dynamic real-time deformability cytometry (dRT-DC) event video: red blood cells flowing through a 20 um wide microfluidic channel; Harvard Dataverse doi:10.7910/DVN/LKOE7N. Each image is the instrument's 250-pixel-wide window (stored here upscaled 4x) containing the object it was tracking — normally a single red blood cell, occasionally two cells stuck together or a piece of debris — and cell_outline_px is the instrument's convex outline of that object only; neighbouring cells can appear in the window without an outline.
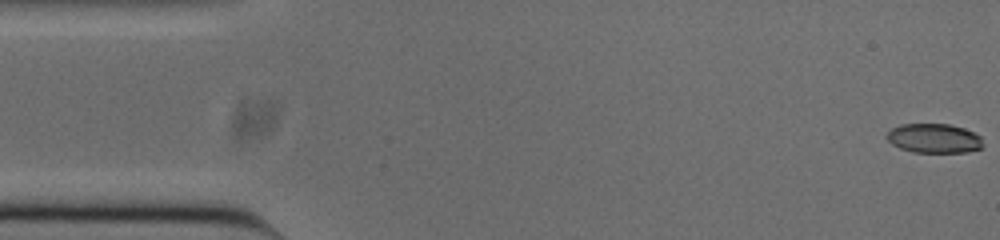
{"species": "common noctule bat (a hibernating species)", "species_latin": "Nyctalus noctula", "temperature_condition": "cold", "stored_images_in_passage": 53, "camera_frame_rate_fps": 3000, "um_per_image_px": 0.085, "animal": {"sex": "male", "body_mass_g": 20.0, "forearm_length_mm": 53.3}, "frame": {"image": 1, "passage_image": 1, "time_ms": 0.0, "image_size_px": [1000, 240], "cell_outline_px": [[984, 148], [968, 152], [912, 152], [900, 148], [892, 144], [884, 136], [892, 128], [900, 124], [948, 124], [964, 128], [980, 136]], "centroid_in_image_um": [79.39, 11.76], "position_along_channel_um": 5.6, "area_um2": 16.53}}
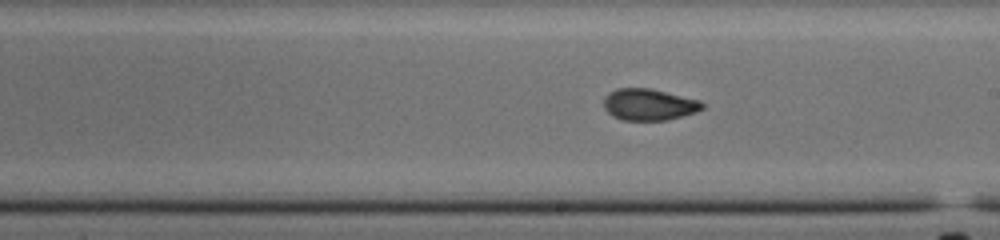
{"frame": {"image": 2, "passage_image": 29, "time_ms": 9.333, "image_size_px": [1000, 240], "cell_outline_px": [[704, 108], [696, 112], [668, 120], [624, 120], [612, 116], [604, 108], [604, 96], [608, 92], [616, 88], [652, 88], [700, 100], [704, 104]], "centroid_in_image_um": [55.16, 8.87], "position_along_channel_um": 233.8, "area_um2": 18.32}}
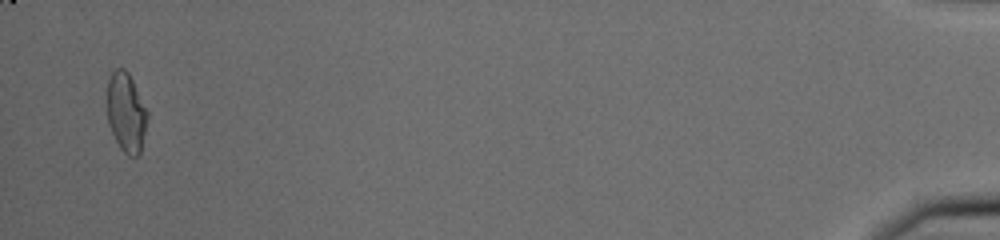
{"frame": {"image": 3, "passage_image": 52, "time_ms": 17.0, "image_size_px": [1000, 240], "cell_outline_px": [[148, 116], [140, 152], [136, 156], [128, 156], [120, 148], [112, 132], [108, 120], [108, 80], [112, 72], [116, 68], [124, 68], [128, 72], [148, 112]], "centroid_in_image_um": [10.73, 9.55], "position_along_channel_um": 424.5, "area_um2": 18.26}, "authors_computed_cell_mechanics": {"area_um2": 18.0336, "velocity_mm_per_s": 3.7891, "shape_relaxation_time_tau1_ms": 6.6211, "shape_relaxation_time_tau2_ms": 1.4645, "deformation_change_tau1": 0.2031, "deformation_change_tau2": 0.0722}}